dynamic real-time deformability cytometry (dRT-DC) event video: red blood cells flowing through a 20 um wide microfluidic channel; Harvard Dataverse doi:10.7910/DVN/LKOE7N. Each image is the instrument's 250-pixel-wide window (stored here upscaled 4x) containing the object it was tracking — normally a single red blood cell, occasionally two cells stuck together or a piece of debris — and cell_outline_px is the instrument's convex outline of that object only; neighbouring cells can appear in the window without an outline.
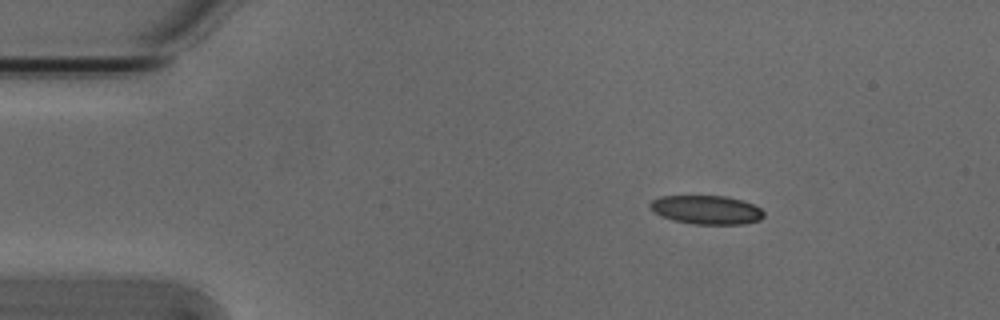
{"species": "Egyptian fruit bat (a non-hibernating species)", "species_latin": "Rousettus aegyptiacus", "temperature_condition": "cold", "stored_images_in_passage": 3, "camera_frame_rate_fps": 3000, "um_per_image_px": 0.085, "animal": {"sex": "male"}, "frame": {"image": 1, "passage_image": 1, "time_ms": 0.0, "image_size_px": [1000, 320], "cell_outline_px": [[764, 216], [760, 220], [744, 224], [692, 224], [672, 220], [660, 216], [648, 204], [652, 200], [660, 196], [728, 196], [744, 200], [760, 208], [764, 212]], "centroid_in_image_um": [60.07, 17.83], "position_along_channel_um": 24.9, "area_um2": 19.19}}